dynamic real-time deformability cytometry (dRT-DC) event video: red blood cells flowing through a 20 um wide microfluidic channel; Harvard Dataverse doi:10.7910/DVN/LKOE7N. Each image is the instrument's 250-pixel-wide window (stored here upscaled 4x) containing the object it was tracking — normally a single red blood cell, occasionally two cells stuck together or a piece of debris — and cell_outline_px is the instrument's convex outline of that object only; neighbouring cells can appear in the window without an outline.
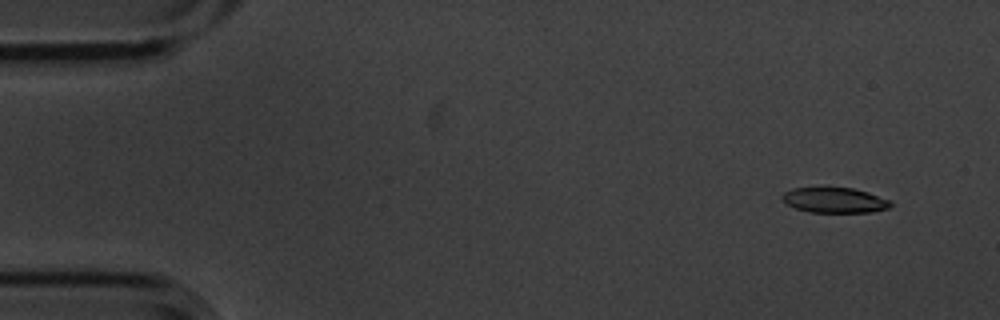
{"species": "common noctule bat (a hibernating species)", "species_latin": "Nyctalus noctula", "temperature_condition": "cold", "stored_images_in_passage": 4, "camera_frame_rate_fps": 3000, "um_per_image_px": 0.085, "animal": {"sex": "male", "body_mass_g": 20.1, "forearm_length_mm": 53.5}, "frame": {"image": 1, "passage_image": 1, "time_ms": 0.0, "image_size_px": [1000, 320], "cell_outline_px": [[892, 204], [888, 208], [872, 212], [808, 212], [796, 208], [788, 204], [780, 196], [784, 192], [792, 188], [852, 188], [868, 192], [888, 200]], "centroid_in_image_um": [70.92, 17.02], "position_along_channel_um": 14.1, "area_um2": 15.72}}
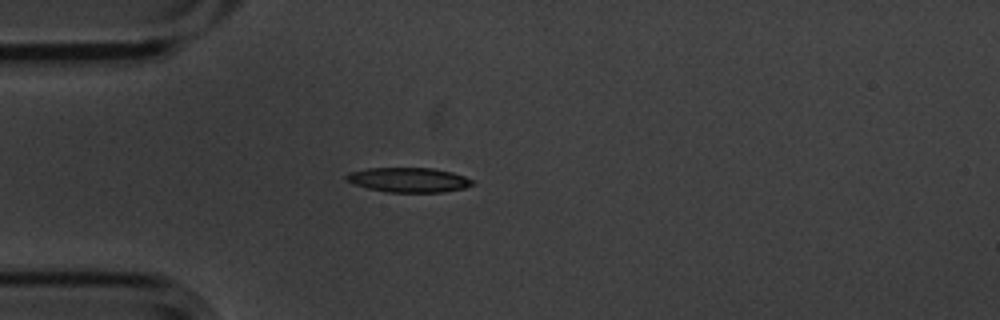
{"frame": {"image": 2, "passage_image": 4, "time_ms": 1.0, "image_size_px": [1000, 320], "cell_outline_px": [[472, 184], [464, 188], [444, 192], [388, 192], [368, 188], [352, 184], [344, 180], [344, 176], [348, 172], [368, 168], [432, 168], [452, 172], [464, 176], [472, 180]], "centroid_in_image_um": [34.67, 15.29], "position_along_channel_um": 50.3, "area_um2": 18.15}}